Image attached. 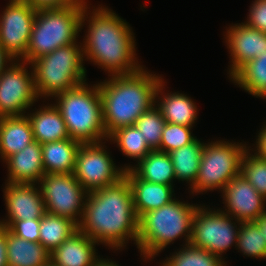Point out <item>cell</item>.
<instances>
[{
    "label": "cell",
    "instance_id": "cell-1",
    "mask_svg": "<svg viewBox=\"0 0 266 266\" xmlns=\"http://www.w3.org/2000/svg\"><path fill=\"white\" fill-rule=\"evenodd\" d=\"M88 6L84 4L81 16V30L88 24L82 41L84 60L104 69L108 76L130 75L142 69L130 24L108 7L98 5L91 10Z\"/></svg>",
    "mask_w": 266,
    "mask_h": 266
},
{
    "label": "cell",
    "instance_id": "cell-2",
    "mask_svg": "<svg viewBox=\"0 0 266 266\" xmlns=\"http://www.w3.org/2000/svg\"><path fill=\"white\" fill-rule=\"evenodd\" d=\"M138 222L130 183L124 176L87 193L78 229L98 244L122 251L129 240L137 244Z\"/></svg>",
    "mask_w": 266,
    "mask_h": 266
},
{
    "label": "cell",
    "instance_id": "cell-3",
    "mask_svg": "<svg viewBox=\"0 0 266 266\" xmlns=\"http://www.w3.org/2000/svg\"><path fill=\"white\" fill-rule=\"evenodd\" d=\"M162 78L143 67L134 74L108 76L98 82L107 137L118 128L135 125L155 105L156 87Z\"/></svg>",
    "mask_w": 266,
    "mask_h": 266
},
{
    "label": "cell",
    "instance_id": "cell-4",
    "mask_svg": "<svg viewBox=\"0 0 266 266\" xmlns=\"http://www.w3.org/2000/svg\"><path fill=\"white\" fill-rule=\"evenodd\" d=\"M199 204H191L175 197L170 203L139 217L137 248L145 262L154 259L178 238L190 244L192 221Z\"/></svg>",
    "mask_w": 266,
    "mask_h": 266
},
{
    "label": "cell",
    "instance_id": "cell-5",
    "mask_svg": "<svg viewBox=\"0 0 266 266\" xmlns=\"http://www.w3.org/2000/svg\"><path fill=\"white\" fill-rule=\"evenodd\" d=\"M60 110L69 137L80 143L108 140L104 129L102 100L98 83L86 82L56 95L53 100Z\"/></svg>",
    "mask_w": 266,
    "mask_h": 266
},
{
    "label": "cell",
    "instance_id": "cell-6",
    "mask_svg": "<svg viewBox=\"0 0 266 266\" xmlns=\"http://www.w3.org/2000/svg\"><path fill=\"white\" fill-rule=\"evenodd\" d=\"M85 3L38 8L23 62L31 63L59 47L76 43Z\"/></svg>",
    "mask_w": 266,
    "mask_h": 266
},
{
    "label": "cell",
    "instance_id": "cell-7",
    "mask_svg": "<svg viewBox=\"0 0 266 266\" xmlns=\"http://www.w3.org/2000/svg\"><path fill=\"white\" fill-rule=\"evenodd\" d=\"M83 63L81 42L59 47L32 61L30 64L38 98L52 100L56 95L84 83L87 70Z\"/></svg>",
    "mask_w": 266,
    "mask_h": 266
},
{
    "label": "cell",
    "instance_id": "cell-8",
    "mask_svg": "<svg viewBox=\"0 0 266 266\" xmlns=\"http://www.w3.org/2000/svg\"><path fill=\"white\" fill-rule=\"evenodd\" d=\"M244 143L223 139L205 142L190 194L193 196L216 189L221 192L234 177L240 175L241 161L248 148V144Z\"/></svg>",
    "mask_w": 266,
    "mask_h": 266
},
{
    "label": "cell",
    "instance_id": "cell-9",
    "mask_svg": "<svg viewBox=\"0 0 266 266\" xmlns=\"http://www.w3.org/2000/svg\"><path fill=\"white\" fill-rule=\"evenodd\" d=\"M239 226L240 221L219 208L200 204L193 216L190 244L225 260L223 254L232 246L237 247Z\"/></svg>",
    "mask_w": 266,
    "mask_h": 266
},
{
    "label": "cell",
    "instance_id": "cell-10",
    "mask_svg": "<svg viewBox=\"0 0 266 266\" xmlns=\"http://www.w3.org/2000/svg\"><path fill=\"white\" fill-rule=\"evenodd\" d=\"M46 212L80 224L87 191L73 173L44 174L38 183Z\"/></svg>",
    "mask_w": 266,
    "mask_h": 266
},
{
    "label": "cell",
    "instance_id": "cell-11",
    "mask_svg": "<svg viewBox=\"0 0 266 266\" xmlns=\"http://www.w3.org/2000/svg\"><path fill=\"white\" fill-rule=\"evenodd\" d=\"M106 141L81 143L77 152L73 174L87 192L112 185L124 177L125 170L114 163L106 150Z\"/></svg>",
    "mask_w": 266,
    "mask_h": 266
},
{
    "label": "cell",
    "instance_id": "cell-12",
    "mask_svg": "<svg viewBox=\"0 0 266 266\" xmlns=\"http://www.w3.org/2000/svg\"><path fill=\"white\" fill-rule=\"evenodd\" d=\"M37 99L31 64L14 60L0 75V117L25 115Z\"/></svg>",
    "mask_w": 266,
    "mask_h": 266
},
{
    "label": "cell",
    "instance_id": "cell-13",
    "mask_svg": "<svg viewBox=\"0 0 266 266\" xmlns=\"http://www.w3.org/2000/svg\"><path fill=\"white\" fill-rule=\"evenodd\" d=\"M0 15V44L14 59L22 60L29 45L37 8L24 0H9Z\"/></svg>",
    "mask_w": 266,
    "mask_h": 266
},
{
    "label": "cell",
    "instance_id": "cell-14",
    "mask_svg": "<svg viewBox=\"0 0 266 266\" xmlns=\"http://www.w3.org/2000/svg\"><path fill=\"white\" fill-rule=\"evenodd\" d=\"M3 193L7 214L6 219H0V225L5 228L15 221L41 218L46 213L38 184L5 182Z\"/></svg>",
    "mask_w": 266,
    "mask_h": 266
},
{
    "label": "cell",
    "instance_id": "cell-15",
    "mask_svg": "<svg viewBox=\"0 0 266 266\" xmlns=\"http://www.w3.org/2000/svg\"><path fill=\"white\" fill-rule=\"evenodd\" d=\"M224 213L234 219L254 221L266 211V199L240 174L234 177L221 191Z\"/></svg>",
    "mask_w": 266,
    "mask_h": 266
},
{
    "label": "cell",
    "instance_id": "cell-16",
    "mask_svg": "<svg viewBox=\"0 0 266 266\" xmlns=\"http://www.w3.org/2000/svg\"><path fill=\"white\" fill-rule=\"evenodd\" d=\"M224 32V40L230 54L229 79L247 62L266 50V33L248 27L244 22L231 24Z\"/></svg>",
    "mask_w": 266,
    "mask_h": 266
},
{
    "label": "cell",
    "instance_id": "cell-17",
    "mask_svg": "<svg viewBox=\"0 0 266 266\" xmlns=\"http://www.w3.org/2000/svg\"><path fill=\"white\" fill-rule=\"evenodd\" d=\"M3 163L7 166V182L38 184L45 174L42 147L37 141L31 142L22 151L9 156Z\"/></svg>",
    "mask_w": 266,
    "mask_h": 266
},
{
    "label": "cell",
    "instance_id": "cell-18",
    "mask_svg": "<svg viewBox=\"0 0 266 266\" xmlns=\"http://www.w3.org/2000/svg\"><path fill=\"white\" fill-rule=\"evenodd\" d=\"M164 78L156 87L155 105L167 123L193 127L198 120V109L196 103L187 94L179 92L165 93ZM160 95V96H159Z\"/></svg>",
    "mask_w": 266,
    "mask_h": 266
},
{
    "label": "cell",
    "instance_id": "cell-19",
    "mask_svg": "<svg viewBox=\"0 0 266 266\" xmlns=\"http://www.w3.org/2000/svg\"><path fill=\"white\" fill-rule=\"evenodd\" d=\"M124 176L130 183L134 209L138 218L175 199L174 186L139 179L131 170L125 171Z\"/></svg>",
    "mask_w": 266,
    "mask_h": 266
},
{
    "label": "cell",
    "instance_id": "cell-20",
    "mask_svg": "<svg viewBox=\"0 0 266 266\" xmlns=\"http://www.w3.org/2000/svg\"><path fill=\"white\" fill-rule=\"evenodd\" d=\"M96 245L78 229L50 253V261L56 266H93L100 257Z\"/></svg>",
    "mask_w": 266,
    "mask_h": 266
},
{
    "label": "cell",
    "instance_id": "cell-21",
    "mask_svg": "<svg viewBox=\"0 0 266 266\" xmlns=\"http://www.w3.org/2000/svg\"><path fill=\"white\" fill-rule=\"evenodd\" d=\"M39 107L37 110L34 108L32 113L30 110L26 112L34 140L44 144L70 138L62 114L55 104L48 103Z\"/></svg>",
    "mask_w": 266,
    "mask_h": 266
},
{
    "label": "cell",
    "instance_id": "cell-22",
    "mask_svg": "<svg viewBox=\"0 0 266 266\" xmlns=\"http://www.w3.org/2000/svg\"><path fill=\"white\" fill-rule=\"evenodd\" d=\"M35 141L27 115L0 117V158L4 162L9 156L22 151Z\"/></svg>",
    "mask_w": 266,
    "mask_h": 266
},
{
    "label": "cell",
    "instance_id": "cell-23",
    "mask_svg": "<svg viewBox=\"0 0 266 266\" xmlns=\"http://www.w3.org/2000/svg\"><path fill=\"white\" fill-rule=\"evenodd\" d=\"M123 169L131 170L139 179L152 183L174 186L173 181H176L169 153L157 149L151 150L135 166L124 164Z\"/></svg>",
    "mask_w": 266,
    "mask_h": 266
},
{
    "label": "cell",
    "instance_id": "cell-24",
    "mask_svg": "<svg viewBox=\"0 0 266 266\" xmlns=\"http://www.w3.org/2000/svg\"><path fill=\"white\" fill-rule=\"evenodd\" d=\"M81 143L71 138L41 144L45 174L74 173Z\"/></svg>",
    "mask_w": 266,
    "mask_h": 266
},
{
    "label": "cell",
    "instance_id": "cell-25",
    "mask_svg": "<svg viewBox=\"0 0 266 266\" xmlns=\"http://www.w3.org/2000/svg\"><path fill=\"white\" fill-rule=\"evenodd\" d=\"M7 265L43 266L50 261V252L42 244L27 241L7 228Z\"/></svg>",
    "mask_w": 266,
    "mask_h": 266
},
{
    "label": "cell",
    "instance_id": "cell-26",
    "mask_svg": "<svg viewBox=\"0 0 266 266\" xmlns=\"http://www.w3.org/2000/svg\"><path fill=\"white\" fill-rule=\"evenodd\" d=\"M204 144L196 138L190 144L169 152L176 180L189 183L188 188L195 183Z\"/></svg>",
    "mask_w": 266,
    "mask_h": 266
},
{
    "label": "cell",
    "instance_id": "cell-27",
    "mask_svg": "<svg viewBox=\"0 0 266 266\" xmlns=\"http://www.w3.org/2000/svg\"><path fill=\"white\" fill-rule=\"evenodd\" d=\"M230 80L250 95L266 99V50L243 65Z\"/></svg>",
    "mask_w": 266,
    "mask_h": 266
},
{
    "label": "cell",
    "instance_id": "cell-28",
    "mask_svg": "<svg viewBox=\"0 0 266 266\" xmlns=\"http://www.w3.org/2000/svg\"><path fill=\"white\" fill-rule=\"evenodd\" d=\"M78 230V225L68 218L45 213L40 218L39 243L52 252Z\"/></svg>",
    "mask_w": 266,
    "mask_h": 266
},
{
    "label": "cell",
    "instance_id": "cell-29",
    "mask_svg": "<svg viewBox=\"0 0 266 266\" xmlns=\"http://www.w3.org/2000/svg\"><path fill=\"white\" fill-rule=\"evenodd\" d=\"M107 141L113 142V144L117 143L116 145L122 154L134 159L136 163L153 150L135 125L116 129L108 136Z\"/></svg>",
    "mask_w": 266,
    "mask_h": 266
},
{
    "label": "cell",
    "instance_id": "cell-30",
    "mask_svg": "<svg viewBox=\"0 0 266 266\" xmlns=\"http://www.w3.org/2000/svg\"><path fill=\"white\" fill-rule=\"evenodd\" d=\"M182 247L172 253L169 257H165L160 262V266H227L220 256L211 254L207 250L197 248L191 244L181 245Z\"/></svg>",
    "mask_w": 266,
    "mask_h": 266
},
{
    "label": "cell",
    "instance_id": "cell-31",
    "mask_svg": "<svg viewBox=\"0 0 266 266\" xmlns=\"http://www.w3.org/2000/svg\"><path fill=\"white\" fill-rule=\"evenodd\" d=\"M236 248L246 257L259 260L266 258V241L254 221L240 222Z\"/></svg>",
    "mask_w": 266,
    "mask_h": 266
},
{
    "label": "cell",
    "instance_id": "cell-32",
    "mask_svg": "<svg viewBox=\"0 0 266 266\" xmlns=\"http://www.w3.org/2000/svg\"><path fill=\"white\" fill-rule=\"evenodd\" d=\"M248 146L241 161L240 174L266 199V160L250 151Z\"/></svg>",
    "mask_w": 266,
    "mask_h": 266
},
{
    "label": "cell",
    "instance_id": "cell-33",
    "mask_svg": "<svg viewBox=\"0 0 266 266\" xmlns=\"http://www.w3.org/2000/svg\"><path fill=\"white\" fill-rule=\"evenodd\" d=\"M166 124L161 111L153 105L148 111L144 112L135 123V126L141 132L147 141V144L156 150L160 146L162 132Z\"/></svg>",
    "mask_w": 266,
    "mask_h": 266
},
{
    "label": "cell",
    "instance_id": "cell-34",
    "mask_svg": "<svg viewBox=\"0 0 266 266\" xmlns=\"http://www.w3.org/2000/svg\"><path fill=\"white\" fill-rule=\"evenodd\" d=\"M192 128L166 122L163 128L160 146L157 150L169 153L190 144L197 138L193 135Z\"/></svg>",
    "mask_w": 266,
    "mask_h": 266
},
{
    "label": "cell",
    "instance_id": "cell-35",
    "mask_svg": "<svg viewBox=\"0 0 266 266\" xmlns=\"http://www.w3.org/2000/svg\"><path fill=\"white\" fill-rule=\"evenodd\" d=\"M8 229L22 239L39 243L40 218L15 221Z\"/></svg>",
    "mask_w": 266,
    "mask_h": 266
},
{
    "label": "cell",
    "instance_id": "cell-36",
    "mask_svg": "<svg viewBox=\"0 0 266 266\" xmlns=\"http://www.w3.org/2000/svg\"><path fill=\"white\" fill-rule=\"evenodd\" d=\"M252 2L247 20L244 23L248 27L266 33V0H254Z\"/></svg>",
    "mask_w": 266,
    "mask_h": 266
},
{
    "label": "cell",
    "instance_id": "cell-37",
    "mask_svg": "<svg viewBox=\"0 0 266 266\" xmlns=\"http://www.w3.org/2000/svg\"><path fill=\"white\" fill-rule=\"evenodd\" d=\"M35 8L61 7L68 4L87 3L86 0H24Z\"/></svg>",
    "mask_w": 266,
    "mask_h": 266
},
{
    "label": "cell",
    "instance_id": "cell-38",
    "mask_svg": "<svg viewBox=\"0 0 266 266\" xmlns=\"http://www.w3.org/2000/svg\"><path fill=\"white\" fill-rule=\"evenodd\" d=\"M259 131L255 142L256 144H254L255 147L251 148L250 151L266 160V123H264Z\"/></svg>",
    "mask_w": 266,
    "mask_h": 266
},
{
    "label": "cell",
    "instance_id": "cell-39",
    "mask_svg": "<svg viewBox=\"0 0 266 266\" xmlns=\"http://www.w3.org/2000/svg\"><path fill=\"white\" fill-rule=\"evenodd\" d=\"M7 228L0 225V266L7 265Z\"/></svg>",
    "mask_w": 266,
    "mask_h": 266
},
{
    "label": "cell",
    "instance_id": "cell-40",
    "mask_svg": "<svg viewBox=\"0 0 266 266\" xmlns=\"http://www.w3.org/2000/svg\"><path fill=\"white\" fill-rule=\"evenodd\" d=\"M13 61L14 59L5 51V49L0 44V75L2 71L7 68Z\"/></svg>",
    "mask_w": 266,
    "mask_h": 266
},
{
    "label": "cell",
    "instance_id": "cell-41",
    "mask_svg": "<svg viewBox=\"0 0 266 266\" xmlns=\"http://www.w3.org/2000/svg\"><path fill=\"white\" fill-rule=\"evenodd\" d=\"M254 222L257 224L258 228L262 230V236L266 241V211L263 212L258 219L254 220Z\"/></svg>",
    "mask_w": 266,
    "mask_h": 266
},
{
    "label": "cell",
    "instance_id": "cell-42",
    "mask_svg": "<svg viewBox=\"0 0 266 266\" xmlns=\"http://www.w3.org/2000/svg\"><path fill=\"white\" fill-rule=\"evenodd\" d=\"M93 266H120L118 263H116V261H112V259H106V258H102L99 257L95 263L93 264Z\"/></svg>",
    "mask_w": 266,
    "mask_h": 266
},
{
    "label": "cell",
    "instance_id": "cell-43",
    "mask_svg": "<svg viewBox=\"0 0 266 266\" xmlns=\"http://www.w3.org/2000/svg\"><path fill=\"white\" fill-rule=\"evenodd\" d=\"M43 266H56L55 264H53L51 261H49L48 263H46L45 265Z\"/></svg>",
    "mask_w": 266,
    "mask_h": 266
}]
</instances>
